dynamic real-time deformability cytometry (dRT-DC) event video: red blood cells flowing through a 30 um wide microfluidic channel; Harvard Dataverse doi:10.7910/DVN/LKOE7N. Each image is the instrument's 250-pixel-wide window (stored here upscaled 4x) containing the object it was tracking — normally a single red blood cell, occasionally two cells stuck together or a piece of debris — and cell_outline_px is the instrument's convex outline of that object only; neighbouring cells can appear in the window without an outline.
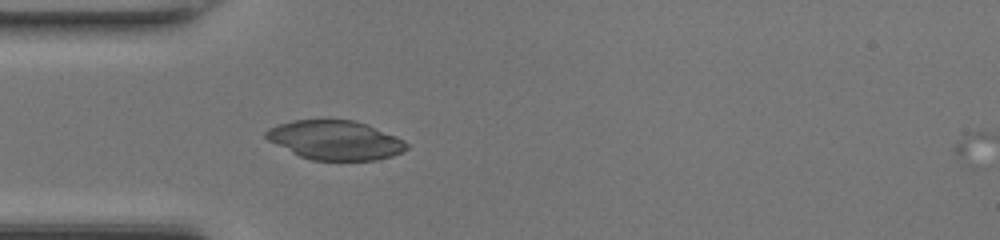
{"species": "common noctule bat (a hibernating species)", "species_latin": "Nyctalus noctula", "temperature_condition": "room temperature", "stored_images_in_passage": 2, "camera_frame_rate_fps": 3000, "um_per_image_px": 0.085, "animal": {"sex": "female", "body_mass_g": 17.0, "forearm_length_mm": 48.0}, "frame": {"image": 1, "passage_image": 1, "time_ms": 0.0, "image_size_px": [1000, 240], "cell_outline_px": [[408, 148], [392, 156], [376, 160], [312, 160], [300, 156], [268, 140], [264, 136], [264, 132], [268, 128], [292, 120], [356, 120], [368, 124], [396, 136], [404, 140], [408, 144]], "centroid_in_image_um": [28.5, 11.9], "position_along_channel_um": 56.5, "area_um2": 32.02}}